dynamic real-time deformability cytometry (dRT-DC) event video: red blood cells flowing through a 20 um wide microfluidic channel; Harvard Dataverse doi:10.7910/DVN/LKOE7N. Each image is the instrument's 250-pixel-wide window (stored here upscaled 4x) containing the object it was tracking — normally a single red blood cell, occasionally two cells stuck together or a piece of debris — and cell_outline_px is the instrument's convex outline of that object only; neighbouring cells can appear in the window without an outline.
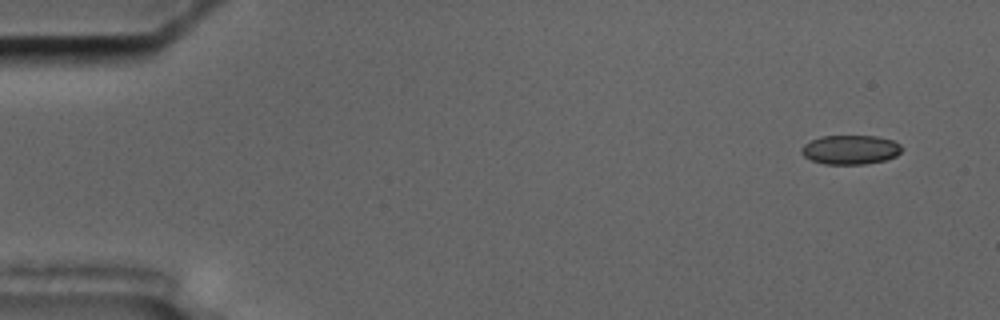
{"species": "common noctule bat (a hibernating species)", "species_latin": "Nyctalus noctula", "temperature_condition": "cold", "stored_images_in_passage": 13, "camera_frame_rate_fps": 3000, "um_per_image_px": 0.085, "animal": {"sex": "male", "body_mass_g": 17.5, "forearm_length_mm": 52.3}, "frame": {"image": 1, "passage_image": 1, "time_ms": 0.0, "image_size_px": [1000, 320], "cell_outline_px": [[904, 148], [896, 156], [888, 160], [864, 164], [824, 164], [812, 160], [804, 156], [800, 152], [800, 148], [804, 144], [820, 136], [876, 136], [892, 140], [900, 144]], "centroid_in_image_um": [72.3, 12.73], "position_along_channel_um": 12.7, "area_um2": 17.22}}